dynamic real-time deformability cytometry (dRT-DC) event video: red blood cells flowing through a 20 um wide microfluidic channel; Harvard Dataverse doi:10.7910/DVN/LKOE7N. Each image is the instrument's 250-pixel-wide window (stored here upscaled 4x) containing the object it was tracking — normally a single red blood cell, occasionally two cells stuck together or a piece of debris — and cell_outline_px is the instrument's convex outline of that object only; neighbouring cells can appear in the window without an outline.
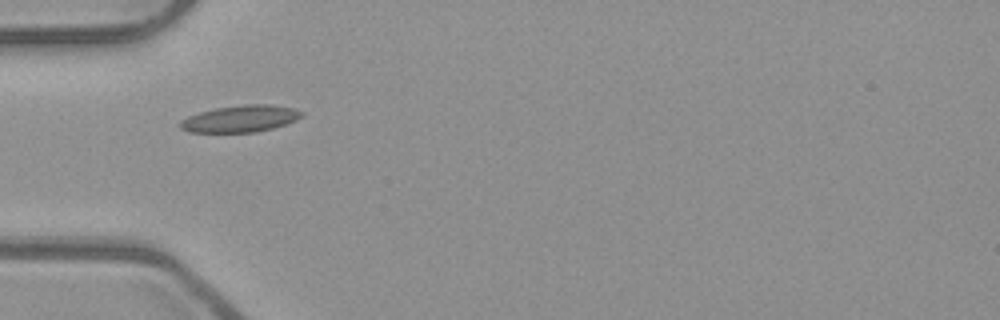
{"species": "common noctule bat (a hibernating species)", "species_latin": "Nyctalus noctula", "temperature_condition": "room temperature", "stored_images_in_passage": 21, "camera_frame_rate_fps": 3000, "um_per_image_px": 0.085, "animal": {"sex": "male", "body_mass_g": 23.1, "forearm_length_mm": 52.7}, "frame": {"image": 1, "passage_image": 1, "time_ms": 0.0, "image_size_px": [1000, 320], "cell_outline_px": [[304, 116], [296, 120], [272, 128], [256, 132], [188, 132], [180, 128], [180, 120], [188, 116], [200, 112], [216, 108], [244, 104], [272, 104], [292, 108], [304, 112]], "centroid_in_image_um": [20.44, 10.08], "position_along_channel_um": 64.6, "area_um2": 18.96}}
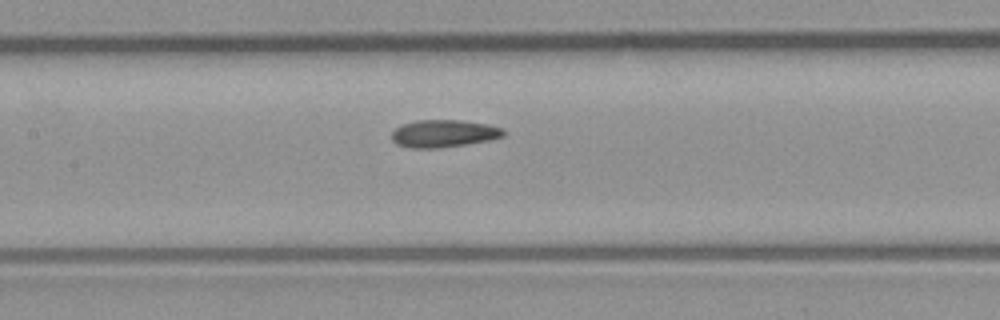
{"frame": {"image": 2, "passage_image": 9, "time_ms": 2.667, "image_size_px": [1000, 320], "cell_outline_px": [[504, 136], [488, 140], [468, 144], [440, 148], [408, 148], [396, 144], [392, 140], [392, 132], [400, 124], [416, 120], [464, 120], [488, 124], [504, 128]], "centroid_in_image_um": [37.7, 11.34], "position_along_channel_um": 169.7, "area_um2": 18.15}}
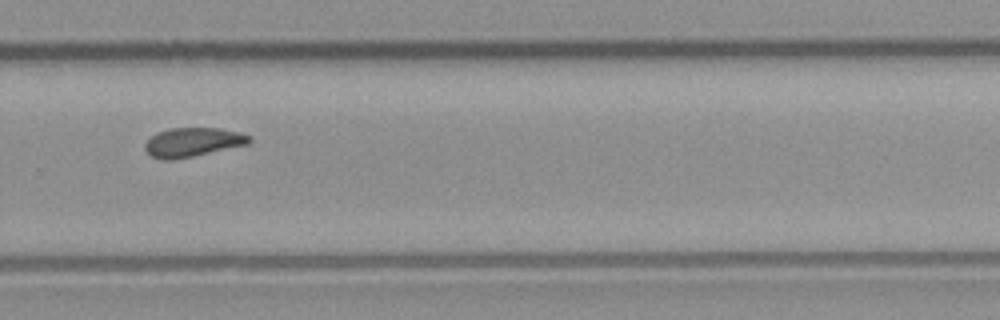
{"frame": {"image": 3, "passage_image": 20, "time_ms": 6.333, "image_size_px": [1000, 320], "cell_outline_px": [[252, 140], [248, 144], [192, 156], [172, 160], [164, 160], [152, 156], [144, 148], [144, 144], [156, 132], [168, 128], [220, 128], [240, 132], [252, 136]], "centroid_in_image_um": [16.39, 12.07], "position_along_channel_um": 313.4, "area_um2": 17.63}}